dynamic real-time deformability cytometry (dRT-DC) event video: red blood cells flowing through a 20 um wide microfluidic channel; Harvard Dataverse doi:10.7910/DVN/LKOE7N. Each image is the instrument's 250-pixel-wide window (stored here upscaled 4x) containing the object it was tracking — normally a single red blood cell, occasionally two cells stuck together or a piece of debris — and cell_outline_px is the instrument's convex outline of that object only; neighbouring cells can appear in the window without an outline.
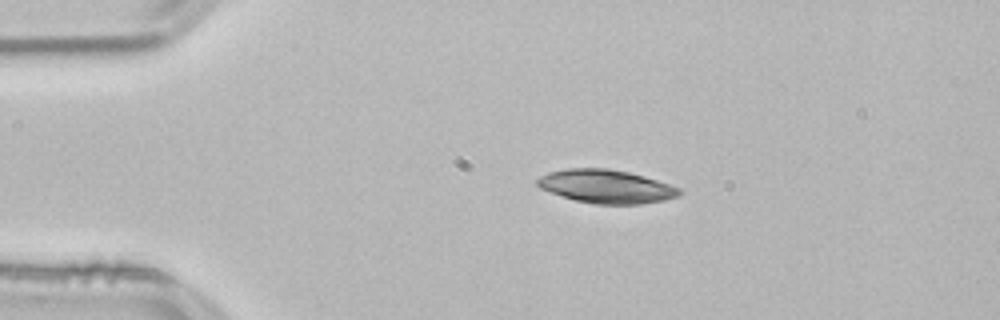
{"species": "common noctule bat (a hibernating species)", "species_latin": "Nyctalus noctula", "temperature_condition": "room temperature", "stored_images_in_passage": 43, "camera_frame_rate_fps": 3000, "um_per_image_px": 0.085, "animal": {"sex": "male", "body_mass_g": 21.5, "forearm_length_mm": 52.0}, "frame": {"image": 1, "passage_image": 1, "time_ms": 0.0, "image_size_px": [1000, 320], "cell_outline_px": [[684, 192], [676, 196], [664, 200], [640, 204], [596, 204], [576, 200], [540, 188], [536, 184], [536, 180], [540, 176], [548, 172], [568, 168], [608, 168], [628, 172], [644, 176], [680, 188]], "centroid_in_image_um": [51.53, 15.84], "position_along_channel_um": 33.5, "area_um2": 27.46}}
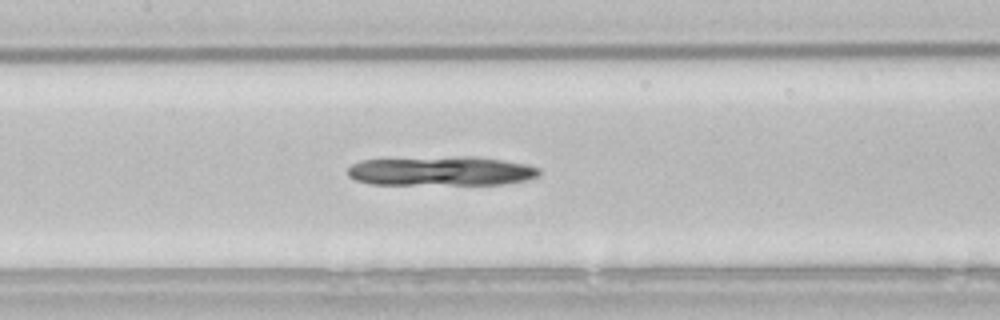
{"frame": {"image": 2, "passage_image": 15, "time_ms": 4.667, "image_size_px": [1000, 320], "cell_outline_px": [[540, 176], [524, 180], [504, 184], [372, 184], [356, 180], [348, 176], [348, 168], [352, 164], [360, 160], [456, 156], [472, 156], [504, 160], [528, 164], [540, 168]], "centroid_in_image_um": [37.54, 14.53], "position_along_channel_um": 169.9, "area_um2": 32.89}}
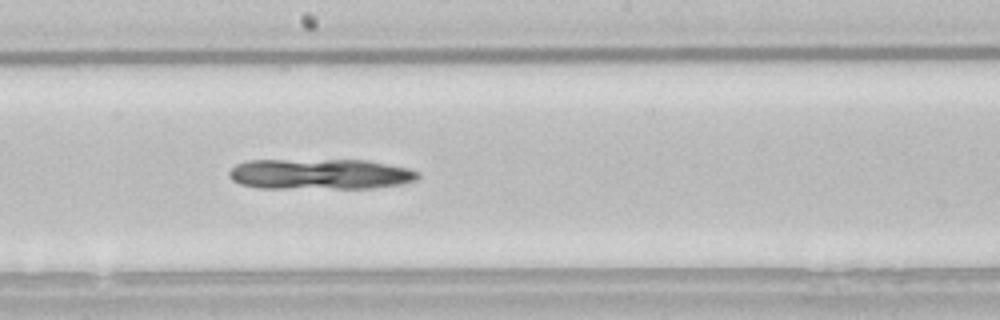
{"frame": {"image": 3, "passage_image": 19, "time_ms": 6.0, "image_size_px": [1000, 320], "cell_outline_px": [[420, 176], [416, 180], [400, 184], [372, 188], [260, 188], [240, 184], [232, 180], [228, 176], [228, 172], [236, 164], [248, 160], [368, 160], [408, 168], [420, 172]], "centroid_in_image_um": [27.2, 14.8], "position_along_channel_um": 221.0, "area_um2": 33.87}}